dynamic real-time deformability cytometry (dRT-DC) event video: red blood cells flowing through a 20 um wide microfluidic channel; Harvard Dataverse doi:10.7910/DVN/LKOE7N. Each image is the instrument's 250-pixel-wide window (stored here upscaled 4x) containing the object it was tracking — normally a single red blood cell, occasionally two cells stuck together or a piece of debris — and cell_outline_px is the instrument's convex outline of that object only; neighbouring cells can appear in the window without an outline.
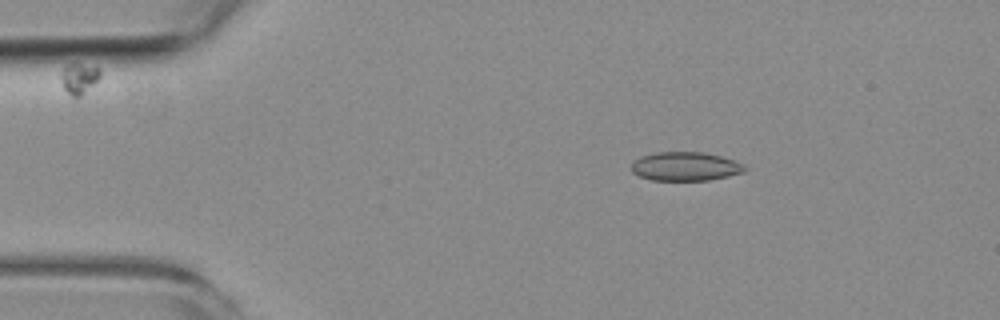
{"species": "common noctule bat (a hibernating species)", "species_latin": "Nyctalus noctula", "temperature_condition": "room temperature", "stored_images_in_passage": 2, "camera_frame_rate_fps": 3000, "um_per_image_px": 0.085, "animal": {"sex": "female", "body_mass_g": 19.3, "forearm_length_mm": 54.1}, "frame": {"image": 1, "passage_image": 2, "time_ms": 1.333, "image_size_px": [1000, 320], "cell_outline_px": [[748, 168], [744, 172], [728, 176], [708, 180], [652, 180], [640, 176], [632, 172], [632, 164], [640, 156], [656, 152], [704, 152], [720, 156], [744, 164]], "centroid_in_image_um": [58.27, 14.14], "position_along_channel_um": 26.7, "area_um2": 18.96}}